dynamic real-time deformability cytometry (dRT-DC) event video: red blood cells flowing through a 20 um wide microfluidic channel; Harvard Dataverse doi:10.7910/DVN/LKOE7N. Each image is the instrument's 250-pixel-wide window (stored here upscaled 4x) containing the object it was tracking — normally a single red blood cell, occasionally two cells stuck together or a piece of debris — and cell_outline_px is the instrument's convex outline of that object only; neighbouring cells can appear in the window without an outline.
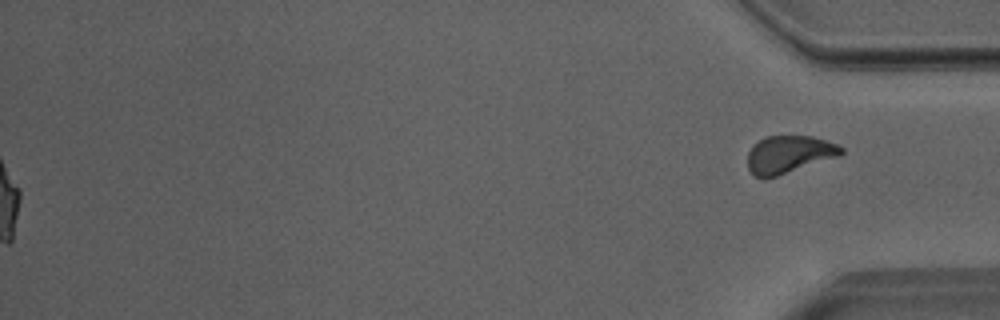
{"species": "Egyptian fruit bat (a non-hibernating species)", "species_latin": "Rousettus aegyptiacus", "temperature_condition": "room temperature", "stored_images_in_passage": 52, "segment_of_instrument_passage": [2, 2], "camera_frame_rate_fps": 3000, "um_per_image_px": 0.085, "animal": {"sex": "male"}, "frame": {"image": 1, "passage_image": 52, "time_ms": 17.0, "image_size_px": [1000, 320], "cell_outline_px": [[844, 152], [840, 156], [776, 176], [756, 176], [748, 168], [748, 152], [752, 144], [768, 136], [812, 136], [836, 144], [844, 148]], "centroid_in_image_um": [67.08, 13.1], "position_along_channel_um": 368.1, "area_um2": 20.17}}